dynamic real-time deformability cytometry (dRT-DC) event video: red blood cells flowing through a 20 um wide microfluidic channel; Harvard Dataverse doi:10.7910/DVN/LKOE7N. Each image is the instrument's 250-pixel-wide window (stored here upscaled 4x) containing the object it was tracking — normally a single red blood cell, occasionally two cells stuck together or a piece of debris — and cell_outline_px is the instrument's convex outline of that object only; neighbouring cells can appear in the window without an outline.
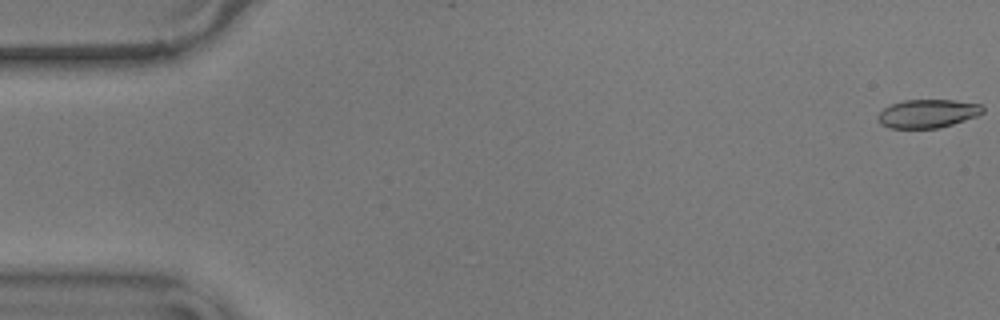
{"species": "common noctule bat (a hibernating species)", "species_latin": "Nyctalus noctula", "temperature_condition": "warm", "stored_images_in_passage": 6, "camera_frame_rate_fps": 3000, "um_per_image_px": 0.085, "animal": {"sex": "male", "body_mass_g": 17.9}, "frame": {"image": 1, "passage_image": 1, "time_ms": 0.0, "image_size_px": [1000, 320], "cell_outline_px": [[984, 112], [976, 116], [940, 128], [888, 128], [880, 124], [876, 116], [884, 108], [892, 104], [904, 100], [952, 100], [980, 104], [984, 108]], "centroid_in_image_um": [78.82, 9.66], "position_along_channel_um": 6.2, "area_um2": 17.34}}